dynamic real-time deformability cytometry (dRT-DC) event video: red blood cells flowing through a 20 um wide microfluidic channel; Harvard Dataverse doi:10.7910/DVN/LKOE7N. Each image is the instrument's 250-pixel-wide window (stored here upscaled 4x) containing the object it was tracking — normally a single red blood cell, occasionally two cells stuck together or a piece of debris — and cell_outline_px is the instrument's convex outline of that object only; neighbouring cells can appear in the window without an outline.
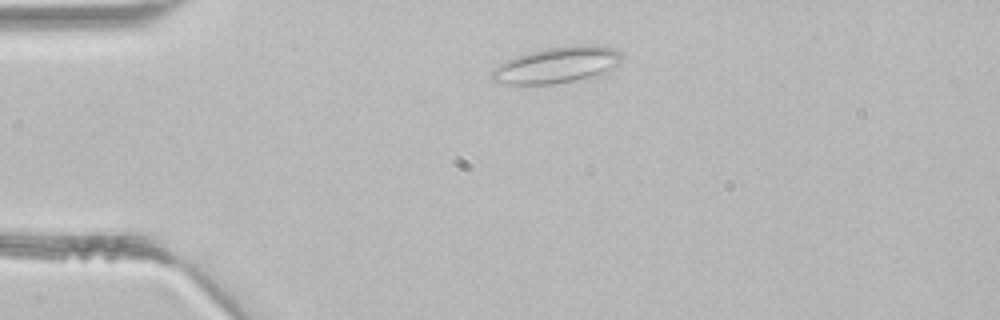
{"species": "common noctule bat (a hibernating species)", "species_latin": "Nyctalus noctula", "temperature_condition": "room temperature", "stored_images_in_passage": 2, "camera_frame_rate_fps": 3000, "um_per_image_px": 0.085, "animal": {"sex": "male", "body_mass_g": 21.5, "forearm_length_mm": 52.0}, "frame": {"image": 1, "passage_image": 1, "time_ms": 0.0, "image_size_px": [1000, 320], "cell_outline_px": [[624, 60], [600, 72], [588, 76], [572, 80], [552, 84], [500, 84], [492, 80], [492, 72], [500, 64], [516, 56], [528, 52], [544, 48], [576, 44], [596, 44], [612, 48], [620, 52], [624, 56]], "centroid_in_image_um": [47.32, 5.49], "position_along_channel_um": 37.7, "area_um2": 26.93}}